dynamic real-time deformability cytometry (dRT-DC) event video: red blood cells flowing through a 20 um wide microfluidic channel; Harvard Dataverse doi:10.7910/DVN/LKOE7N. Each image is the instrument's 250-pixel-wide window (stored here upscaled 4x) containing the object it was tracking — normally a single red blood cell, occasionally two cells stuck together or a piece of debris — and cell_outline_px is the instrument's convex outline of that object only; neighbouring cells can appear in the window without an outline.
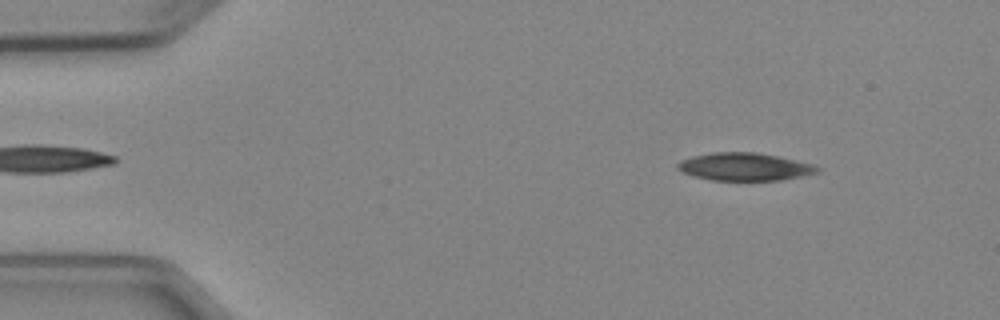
{"species": "Egyptian fruit bat (a non-hibernating species)", "species_latin": "Rousettus aegyptiacus", "temperature_condition": "cold", "stored_images_in_passage": 3, "camera_frame_rate_fps": 3000, "um_per_image_px": 0.085, "animal": {"sex": "female"}, "frame": {"image": 1, "passage_image": 1, "time_ms": 0.0, "image_size_px": [1000, 320], "cell_outline_px": [[820, 172], [780, 180], [712, 180], [696, 176], [684, 172], [676, 168], [676, 164], [680, 160], [692, 156], [712, 152], [756, 152], [776, 156], [812, 164], [820, 168]], "centroid_in_image_um": [63.26, 14.16], "position_along_channel_um": 21.7, "area_um2": 22.37}}